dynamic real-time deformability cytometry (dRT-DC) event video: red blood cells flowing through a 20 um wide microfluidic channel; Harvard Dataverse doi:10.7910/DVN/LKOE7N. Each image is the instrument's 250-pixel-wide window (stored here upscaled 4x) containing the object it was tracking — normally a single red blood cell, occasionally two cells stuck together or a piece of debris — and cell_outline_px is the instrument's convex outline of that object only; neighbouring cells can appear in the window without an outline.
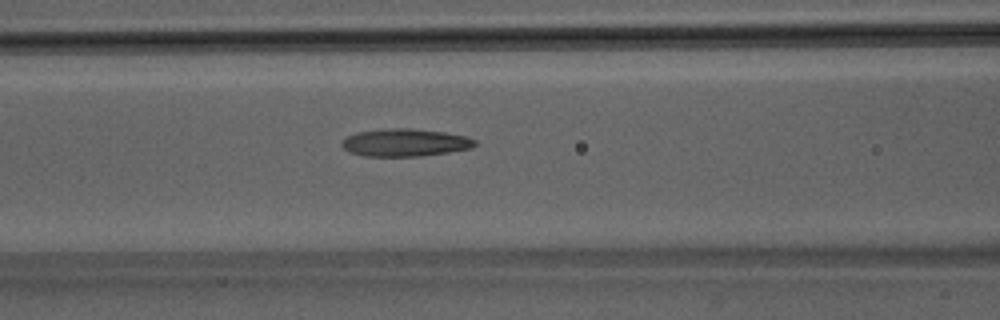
{"species": "Egyptian fruit bat (a non-hibernating species)", "species_latin": "Rousettus aegyptiacus", "temperature_condition": "room temperature", "stored_images_in_passage": 50, "camera_frame_rate_fps": 3000, "um_per_image_px": 0.085, "animal": {"sex": "male"}, "frame": {"image": 1, "passage_image": 21, "time_ms": 6.667, "image_size_px": [1000, 320], "cell_outline_px": [[476, 144], [472, 148], [448, 152], [420, 156], [364, 156], [348, 152], [340, 144], [340, 140], [356, 132], [384, 128], [412, 128], [444, 132], [468, 136], [476, 140]], "centroid_in_image_um": [34.4, 12.11], "position_along_channel_um": 132.2, "area_um2": 21.68}}
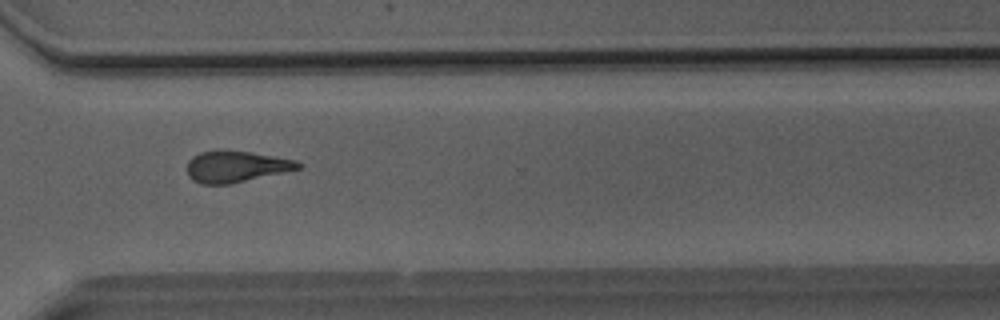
{"frame": {"image": 2, "passage_image": 37, "time_ms": 12.0, "image_size_px": [1000, 320], "cell_outline_px": [[304, 164], [300, 168], [228, 184], [200, 184], [192, 180], [188, 176], [188, 160], [192, 156], [200, 152], [220, 148], [252, 152], [296, 160]], "centroid_in_image_um": [20.01, 14.12], "position_along_channel_um": 350.6, "area_um2": 20.46}}
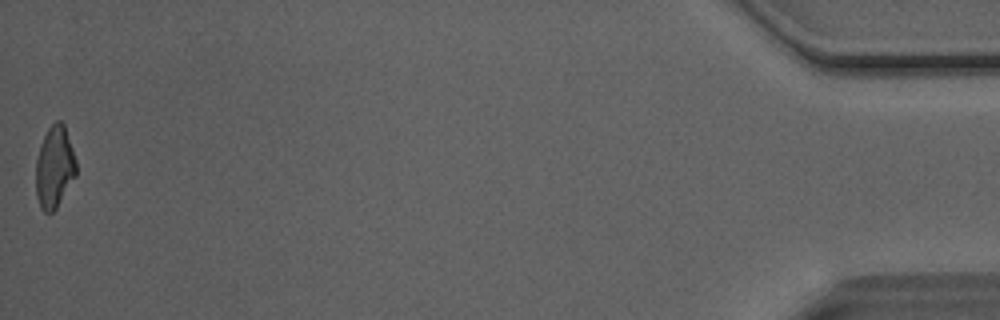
{"frame": {"image": 3, "passage_image": 50, "time_ms": 16.333, "image_size_px": [1000, 320], "cell_outline_px": [[76, 176], [56, 208], [52, 212], [44, 212], [40, 208], [36, 196], [36, 160], [40, 144], [48, 128], [56, 120], [60, 120], [64, 124], [76, 160]], "centroid_in_image_um": [4.62, 14.21], "position_along_channel_um": 430.6, "area_um2": 19.25}, "authors_computed_cell_mechanics": {"area_um2": 20.7791, "velocity_mm_per_s": 4.1021, "shape_relaxation_time_tau1_ms": null, "shape_relaxation_time_tau2_ms": 3.183, "deformation_change_tau1": null, "deformation_change_tau2": 0.1409}}